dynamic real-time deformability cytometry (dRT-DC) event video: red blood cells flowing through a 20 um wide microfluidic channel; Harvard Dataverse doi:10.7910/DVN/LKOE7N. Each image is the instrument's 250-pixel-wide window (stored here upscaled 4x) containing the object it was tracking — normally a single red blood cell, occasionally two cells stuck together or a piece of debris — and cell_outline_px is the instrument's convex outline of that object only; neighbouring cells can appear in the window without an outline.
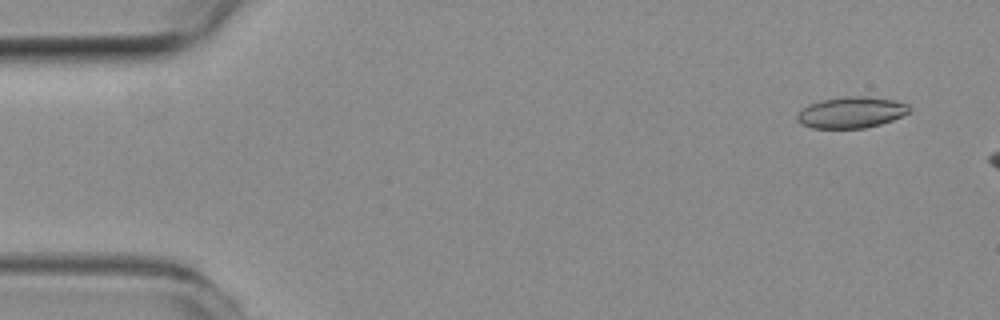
{"species": "common noctule bat (a hibernating species)", "species_latin": "Nyctalus noctula", "temperature_condition": "room temperature", "stored_images_in_passage": 8, "camera_frame_rate_fps": 3000, "um_per_image_px": 0.085, "animal": {"sex": "female", "body_mass_g": 19.3, "forearm_length_mm": 54.1}, "frame": {"image": 1, "passage_image": 2, "time_ms": 0.333, "image_size_px": [1000, 320], "cell_outline_px": [[912, 112], [892, 120], [880, 124], [864, 128], [812, 128], [804, 124], [796, 116], [808, 104], [820, 100], [848, 96], [868, 96], [896, 100], [908, 104], [912, 108]], "centroid_in_image_um": [72.44, 9.54], "position_along_channel_um": 12.6, "area_um2": 20.4}}